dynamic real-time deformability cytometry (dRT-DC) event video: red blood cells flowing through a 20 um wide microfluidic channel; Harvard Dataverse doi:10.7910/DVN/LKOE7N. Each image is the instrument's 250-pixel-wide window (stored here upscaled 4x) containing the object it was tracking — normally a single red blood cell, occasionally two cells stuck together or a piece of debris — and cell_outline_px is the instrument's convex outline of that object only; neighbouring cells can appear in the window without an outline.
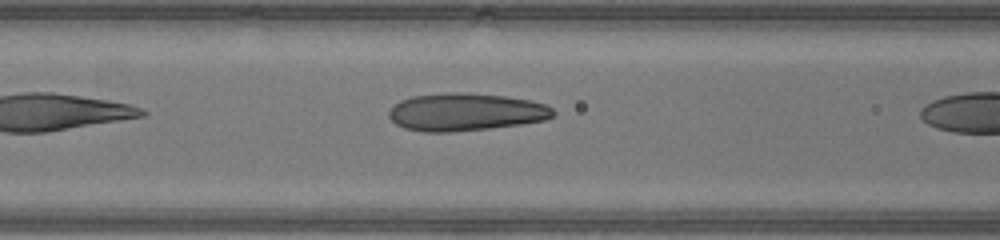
{"species": "human", "species_latin": "Homo sapiens", "temperature_condition": "warm", "stored_images_in_passage": 7, "camera_frame_rate_fps": 3000, "um_per_image_px": 0.085, "donor": {"sex": "male"}, "frame": {"image": 1, "passage_image": 6, "time_ms": 1.667, "image_size_px": [1000, 240], "cell_outline_px": [[556, 116], [544, 120], [520, 124], [488, 128], [452, 132], [424, 132], [404, 128], [396, 124], [388, 116], [388, 112], [392, 104], [400, 100], [412, 96], [448, 92], [468, 92], [508, 96], [528, 100], [544, 104], [552, 108], [556, 112]], "centroid_in_image_um": [39.55, 9.51], "position_along_channel_um": 127.0, "area_um2": 36.36}}